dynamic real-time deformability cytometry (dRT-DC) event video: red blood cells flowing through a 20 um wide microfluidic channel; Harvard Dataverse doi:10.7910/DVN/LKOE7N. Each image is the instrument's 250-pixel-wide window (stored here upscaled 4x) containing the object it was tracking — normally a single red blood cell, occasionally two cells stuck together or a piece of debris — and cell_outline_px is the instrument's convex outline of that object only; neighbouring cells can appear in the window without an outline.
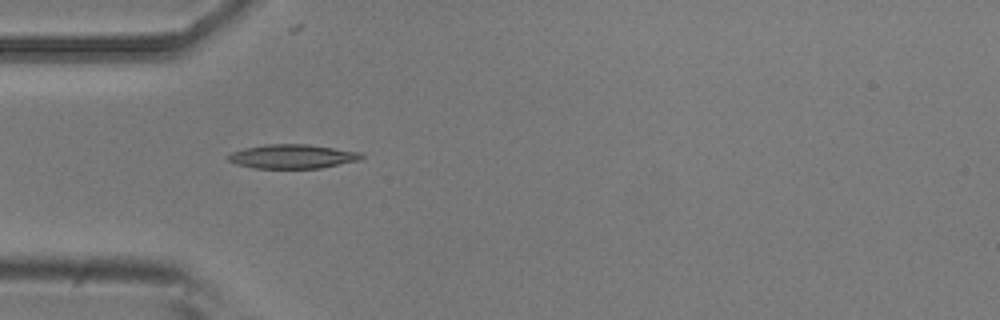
{"species": "common noctule bat (a hibernating species)", "species_latin": "Nyctalus noctula", "temperature_condition": "room temperature", "stored_images_in_passage": 4, "camera_frame_rate_fps": 3000, "um_per_image_px": 0.085, "animal": {"sex": "male", "body_mass_g": 20.5, "forearm_length_mm": 52.5}, "frame": {"image": 1, "passage_image": 3, "time_ms": 0.667, "image_size_px": [1000, 320], "cell_outline_px": [[364, 156], [360, 160], [320, 168], [256, 168], [236, 164], [228, 160], [224, 156], [232, 152], [244, 148], [264, 144], [308, 144], [360, 152]], "centroid_in_image_um": [24.82, 13.29], "position_along_channel_um": 60.2, "area_um2": 18.73}}
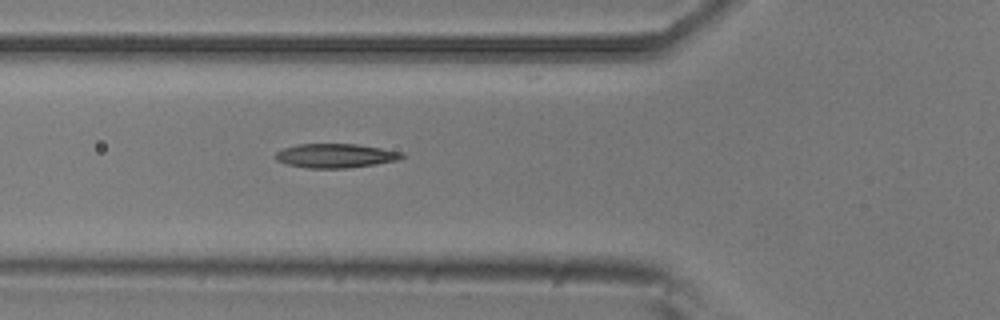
{"frame": {"image": 2, "passage_image": 4, "time_ms": 1.0, "image_size_px": [1000, 320], "cell_outline_px": [[404, 156], [400, 160], [376, 164], [348, 168], [308, 168], [288, 164], [276, 160], [276, 152], [284, 148], [300, 144], [356, 144], [404, 152]], "centroid_in_image_um": [28.56, 13.24], "position_along_channel_um": 97.2, "area_um2": 17.69}}